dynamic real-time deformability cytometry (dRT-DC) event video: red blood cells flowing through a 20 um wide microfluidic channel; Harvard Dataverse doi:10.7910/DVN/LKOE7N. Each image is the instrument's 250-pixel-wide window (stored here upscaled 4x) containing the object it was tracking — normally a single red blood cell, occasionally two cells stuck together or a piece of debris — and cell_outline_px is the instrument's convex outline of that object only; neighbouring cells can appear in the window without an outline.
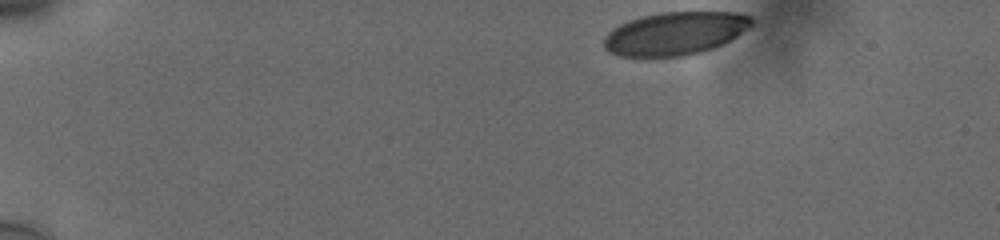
{"species": "human", "species_latin": "Homo sapiens", "temperature_condition": "cold", "stored_images_in_passage": 42, "camera_frame_rate_fps": 3000, "um_per_image_px": 0.085, "donor": {"sex": "male"}, "frame": {"image": 1, "passage_image": 1, "time_ms": 0.0, "image_size_px": [1000, 240], "cell_outline_px": [[752, 24], [736, 36], [712, 48], [700, 52], [684, 56], [620, 56], [604, 48], [604, 36], [612, 28], [628, 20], [660, 12], [736, 12], [752, 16]], "centroid_in_image_um": [57.35, 2.83], "position_along_channel_um": 27.6, "area_um2": 36.7}}
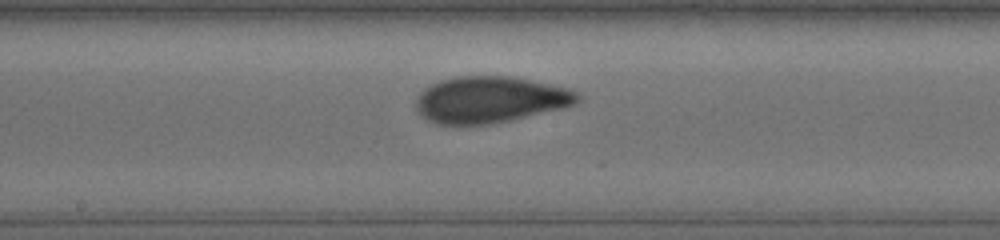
{"frame": {"image": 2, "passage_image": 24, "time_ms": 7.667, "image_size_px": [1000, 240], "cell_outline_px": [[580, 100], [564, 108], [508, 120], [488, 124], [440, 124], [428, 120], [416, 108], [416, 100], [420, 92], [432, 84], [440, 80], [456, 76], [512, 76], [548, 84], [564, 88], [576, 92], [580, 96]], "centroid_in_image_um": [41.63, 8.46], "position_along_channel_um": 206.6, "area_um2": 43.06}}
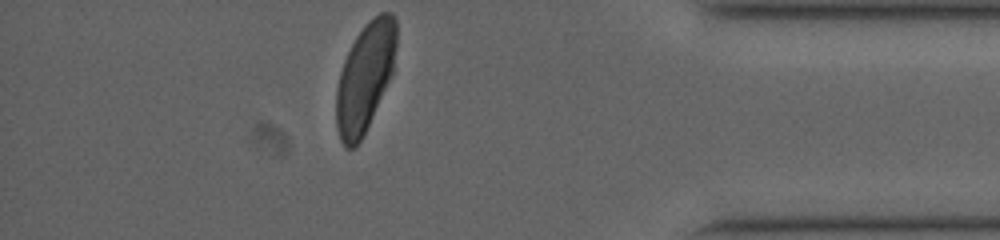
{"frame": {"image": 3, "passage_image": 42, "time_ms": 13.667, "image_size_px": [1000, 240], "cell_outline_px": [[396, 48], [392, 72], [372, 116], [360, 140], [352, 148], [344, 148], [340, 140], [336, 128], [336, 88], [340, 72], [344, 60], [356, 36], [368, 20], [372, 16], [380, 12], [392, 12], [396, 16]], "centroid_in_image_um": [31.01, 6.52], "position_along_channel_um": 404.2, "area_um2": 37.74}, "authors_computed_cell_mechanics": {"area_um2": 41.905, "velocity_mm_per_s": 3.7478, "shape_relaxation_time_tau1_ms": 4.3902, "shape_relaxation_time_tau2_ms": 0.8373, "deformation_change_tau1": 0.1523, "deformation_change_tau2": 0.0444}}